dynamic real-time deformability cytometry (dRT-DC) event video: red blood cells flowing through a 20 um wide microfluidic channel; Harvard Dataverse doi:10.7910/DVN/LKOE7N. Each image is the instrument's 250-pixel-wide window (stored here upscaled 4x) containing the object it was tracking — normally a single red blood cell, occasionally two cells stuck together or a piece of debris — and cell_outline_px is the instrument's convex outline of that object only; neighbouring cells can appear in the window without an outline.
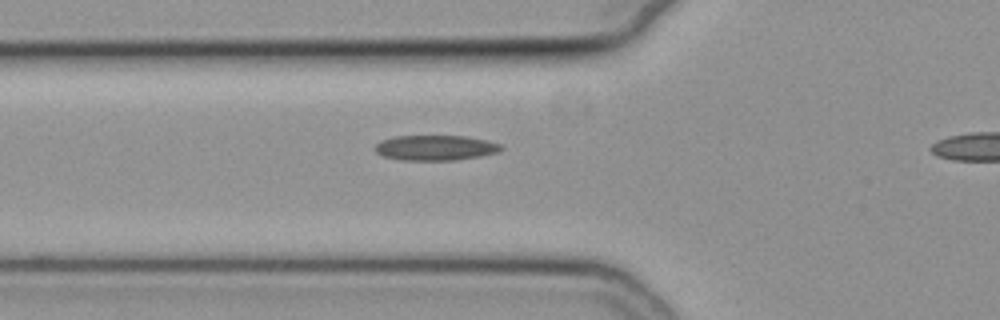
{"species": "common noctule bat (a hibernating species)", "species_latin": "Nyctalus noctula", "temperature_condition": "cold", "stored_images_in_passage": 38, "camera_frame_rate_fps": 3000, "um_per_image_px": 0.085, "animal": {"sex": "female", "body_mass_g": 19.3, "forearm_length_mm": 54.1}, "frame": {"image": 1, "passage_image": 10, "time_ms": 3.0, "image_size_px": [1000, 320], "cell_outline_px": [[504, 148], [496, 152], [480, 156], [456, 160], [400, 160], [384, 156], [376, 152], [376, 144], [380, 140], [392, 136], [468, 136], [500, 144]], "centroid_in_image_um": [36.98, 12.56], "position_along_channel_um": 88.8, "area_um2": 18.44}}
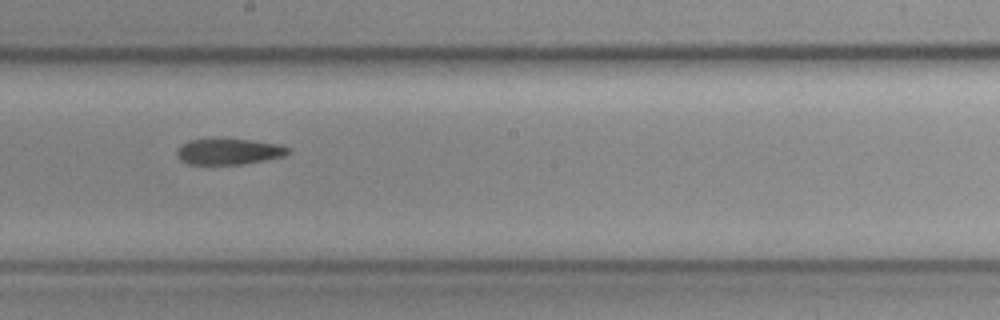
{"frame": {"image": 2, "passage_image": 21, "time_ms": 6.667, "image_size_px": [1000, 320], "cell_outline_px": [[292, 152], [284, 156], [244, 164], [188, 164], [180, 160], [176, 156], [176, 148], [180, 144], [188, 140], [212, 136], [252, 140], [280, 144], [292, 148]], "centroid_in_image_um": [19.41, 12.83], "position_along_channel_um": 228.8, "area_um2": 17.8}}
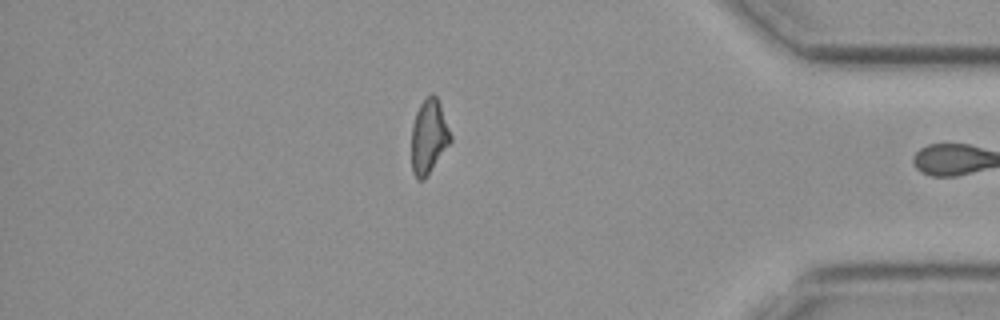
{"frame": {"image": 3, "passage_image": 37, "time_ms": 12.0, "image_size_px": [1000, 320], "cell_outline_px": [[452, 140], [424, 180], [416, 180], [412, 172], [412, 124], [416, 112], [420, 104], [432, 92], [436, 96], [440, 104], [452, 136]], "centroid_in_image_um": [36.44, 11.62], "position_along_channel_um": 398.8, "area_um2": 16.82}, "authors_computed_cell_mechanics": {"area_um2": 17.918, "velocity_mm_per_s": 3.7993, "shape_relaxation_time_tau1_ms": null, "shape_relaxation_time_tau2_ms": 6.3812, "deformation_change_tau1": null, "deformation_change_tau2": 0.1575}}